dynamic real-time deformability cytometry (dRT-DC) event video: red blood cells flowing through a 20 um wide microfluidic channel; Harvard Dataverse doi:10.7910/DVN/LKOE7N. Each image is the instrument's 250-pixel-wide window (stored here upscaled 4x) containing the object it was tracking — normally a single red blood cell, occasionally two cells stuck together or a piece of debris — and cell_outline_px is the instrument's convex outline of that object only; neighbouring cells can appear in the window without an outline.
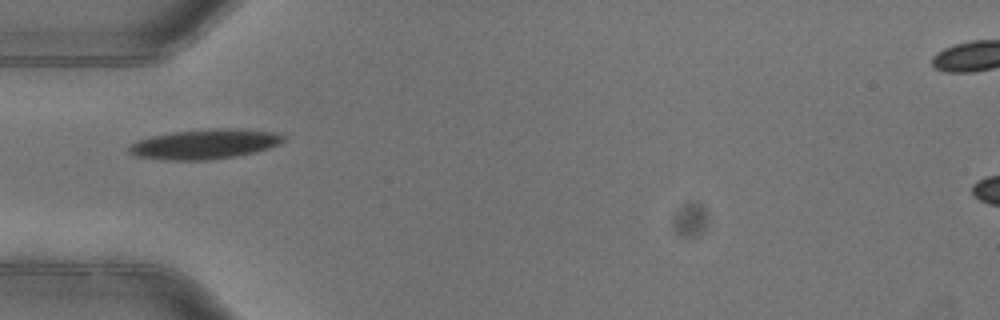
{"species": "common noctule bat (a hibernating species)", "species_latin": "Nyctalus noctula", "temperature_condition": "warm", "stored_images_in_passage": 1, "camera_frame_rate_fps": 3000, "um_per_image_px": 0.085, "animal": {"sex": "female"}, "frame": {"image": 1, "passage_image": 1, "time_ms": 0.0, "image_size_px": [1000, 320], "cell_outline_px": [[284, 140], [280, 144], [268, 148], [236, 156], [208, 160], [168, 160], [136, 156], [128, 152], [128, 148], [136, 140], [152, 136], [172, 132], [212, 128], [216, 128], [272, 132], [284, 136]], "centroid_in_image_um": [17.34, 12.26], "position_along_channel_um": 67.7, "area_um2": 26.41}}